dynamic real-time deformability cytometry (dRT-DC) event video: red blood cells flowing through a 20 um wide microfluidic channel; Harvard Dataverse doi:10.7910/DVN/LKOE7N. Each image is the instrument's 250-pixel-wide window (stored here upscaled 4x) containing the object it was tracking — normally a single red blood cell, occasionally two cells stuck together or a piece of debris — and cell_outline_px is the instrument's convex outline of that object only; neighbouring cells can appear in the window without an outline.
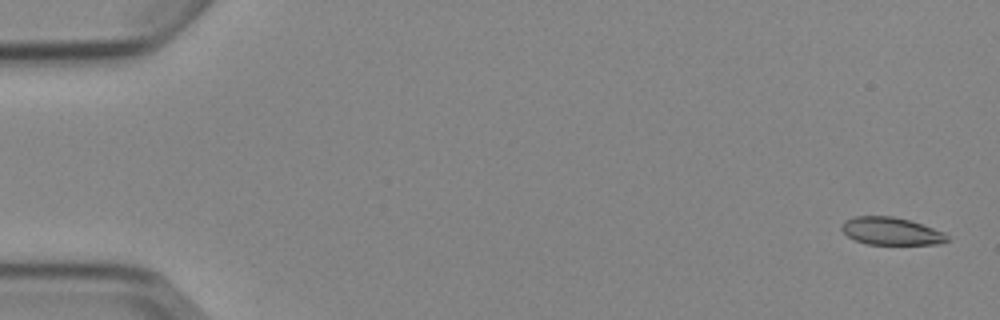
{"species": "Egyptian fruit bat (a non-hibernating species)", "species_latin": "Rousettus aegyptiacus", "temperature_condition": "cold", "stored_images_in_passage": 5, "camera_frame_rate_fps": 3000, "um_per_image_px": 0.085, "animal": {"sex": "female"}, "frame": {"image": 1, "passage_image": 1, "time_ms": 0.0, "image_size_px": [1000, 320], "cell_outline_px": [[952, 240], [940, 244], [868, 244], [856, 240], [848, 236], [840, 228], [844, 220], [856, 216], [892, 216], [908, 220], [944, 232]], "centroid_in_image_um": [75.76, 19.65], "position_along_channel_um": 9.2, "area_um2": 16.88}}
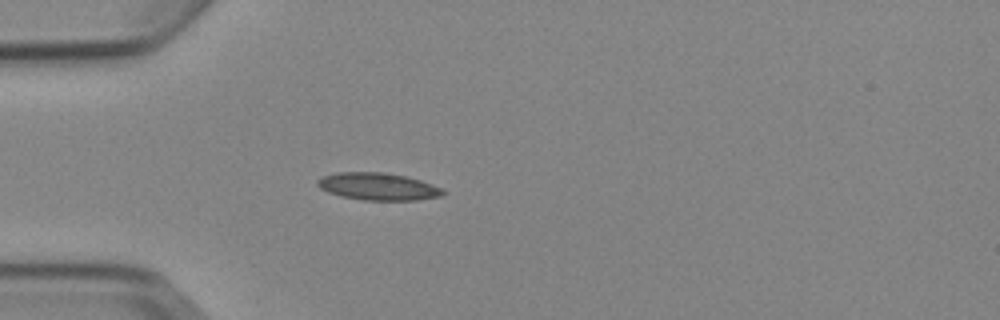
{"frame": {"image": 2, "passage_image": 5, "time_ms": 4.667, "image_size_px": [1000, 320], "cell_outline_px": [[444, 192], [440, 196], [416, 200], [364, 200], [340, 196], [328, 192], [320, 188], [316, 184], [316, 180], [320, 176], [336, 172], [388, 172], [420, 180], [432, 184], [440, 188]], "centroid_in_image_um": [32.06, 15.84], "position_along_channel_um": 52.9, "area_um2": 20.0}}